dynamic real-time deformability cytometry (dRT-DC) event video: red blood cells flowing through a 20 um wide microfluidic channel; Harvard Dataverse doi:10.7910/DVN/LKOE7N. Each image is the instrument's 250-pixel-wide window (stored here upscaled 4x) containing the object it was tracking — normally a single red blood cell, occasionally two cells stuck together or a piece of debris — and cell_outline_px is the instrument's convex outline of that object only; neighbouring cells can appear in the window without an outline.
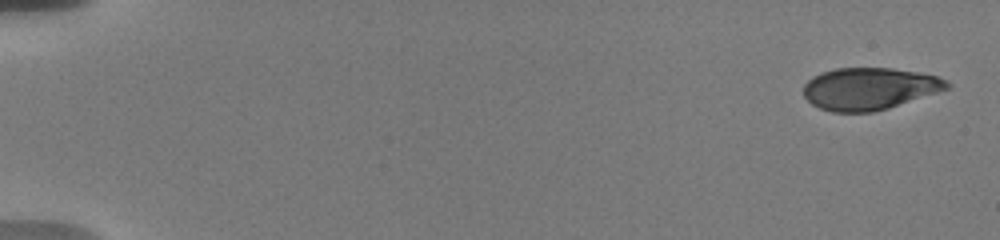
{"species": "human", "species_latin": "Homo sapiens", "temperature_condition": "warm", "stored_images_in_passage": 6, "camera_frame_rate_fps": 3000, "um_per_image_px": 0.085, "donor": {"sex": "male"}, "frame": {"image": 1, "passage_image": 1, "time_ms": 0.0, "image_size_px": [1000, 240], "cell_outline_px": [[952, 88], [888, 108], [872, 112], [832, 112], [820, 108], [812, 104], [804, 96], [804, 84], [812, 76], [820, 72], [836, 68], [892, 68], [916, 72], [936, 76], [948, 80], [952, 84]], "centroid_in_image_um": [73.91, 7.53], "position_along_channel_um": 11.1, "area_um2": 35.37}}